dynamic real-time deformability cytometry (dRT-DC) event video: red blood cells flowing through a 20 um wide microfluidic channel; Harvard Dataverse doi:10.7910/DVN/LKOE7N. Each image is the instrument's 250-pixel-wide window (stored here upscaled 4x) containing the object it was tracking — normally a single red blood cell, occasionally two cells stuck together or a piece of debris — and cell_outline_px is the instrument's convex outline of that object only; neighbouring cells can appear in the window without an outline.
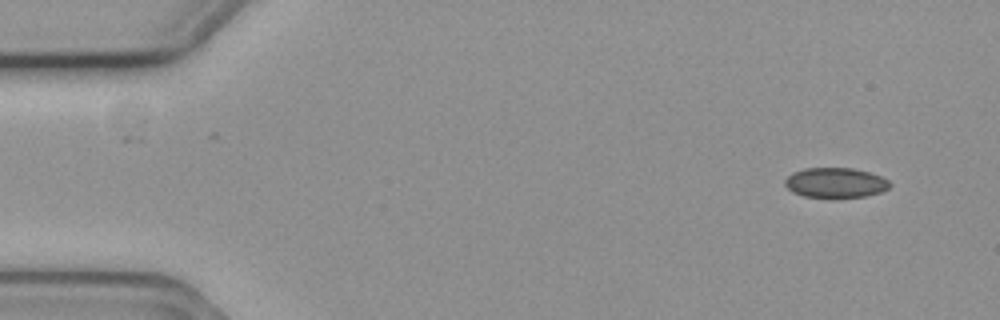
{"species": "common noctule bat (a hibernating species)", "species_latin": "Nyctalus noctula", "temperature_condition": "cold", "stored_images_in_passage": 3, "camera_frame_rate_fps": 3000, "um_per_image_px": 0.085, "animal": {"sex": "female", "body_mass_g": 19.3, "forearm_length_mm": 54.1}, "frame": {"image": 1, "passage_image": 1, "time_ms": 0.0, "image_size_px": [1000, 320], "cell_outline_px": [[892, 184], [888, 188], [880, 192], [864, 196], [804, 196], [792, 192], [784, 184], [784, 180], [792, 172], [804, 168], [852, 168], [868, 172], [880, 176], [888, 180]], "centroid_in_image_um": [70.99, 15.5], "position_along_channel_um": 14.0, "area_um2": 17.98}}